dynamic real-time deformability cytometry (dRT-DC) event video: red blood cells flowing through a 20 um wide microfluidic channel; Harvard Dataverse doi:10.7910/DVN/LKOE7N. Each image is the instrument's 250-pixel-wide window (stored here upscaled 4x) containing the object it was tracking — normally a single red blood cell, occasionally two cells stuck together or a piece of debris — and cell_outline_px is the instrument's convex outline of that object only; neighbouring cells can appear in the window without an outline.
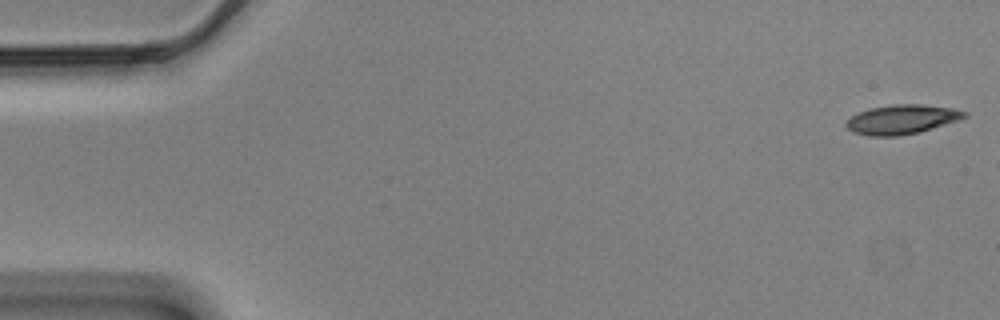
{"species": "Egyptian fruit bat (a non-hibernating species)", "species_latin": "Rousettus aegyptiacus", "temperature_condition": "cold", "stored_images_in_passage": 9, "camera_frame_rate_fps": 3000, "um_per_image_px": 0.085, "animal": {"sex": "male"}, "frame": {"image": 1, "passage_image": 1, "time_ms": 0.0, "image_size_px": [1000, 320], "cell_outline_px": [[968, 116], [920, 132], [896, 136], [868, 136], [852, 132], [844, 124], [852, 116], [868, 108], [892, 104], [920, 104], [956, 108], [968, 112]], "centroid_in_image_um": [76.65, 10.14], "position_along_channel_um": 8.3, "area_um2": 20.23}}